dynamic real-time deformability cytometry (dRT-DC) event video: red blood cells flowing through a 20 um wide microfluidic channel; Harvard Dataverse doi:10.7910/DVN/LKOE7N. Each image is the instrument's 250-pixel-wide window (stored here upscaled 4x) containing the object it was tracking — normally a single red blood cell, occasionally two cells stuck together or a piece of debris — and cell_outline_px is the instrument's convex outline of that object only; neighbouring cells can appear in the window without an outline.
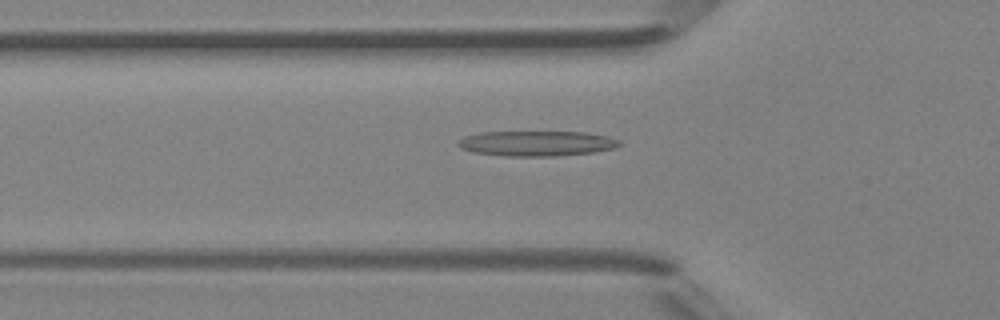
{"species": "Egyptian fruit bat (a non-hibernating species)", "species_latin": "Rousettus aegyptiacus", "temperature_condition": "room temperature", "stored_images_in_passage": 41, "camera_frame_rate_fps": 3000, "um_per_image_px": 0.085, "animal": {"sex": "female"}, "frame": {"image": 1, "passage_image": 11, "time_ms": 3.333, "image_size_px": [1000, 320], "cell_outline_px": [[620, 144], [616, 148], [596, 152], [556, 156], [504, 156], [472, 152], [460, 148], [456, 144], [464, 136], [480, 132], [588, 132], [608, 136], [620, 140]], "centroid_in_image_um": [45.63, 12.19], "position_along_channel_um": 80.2, "area_um2": 23.93}}
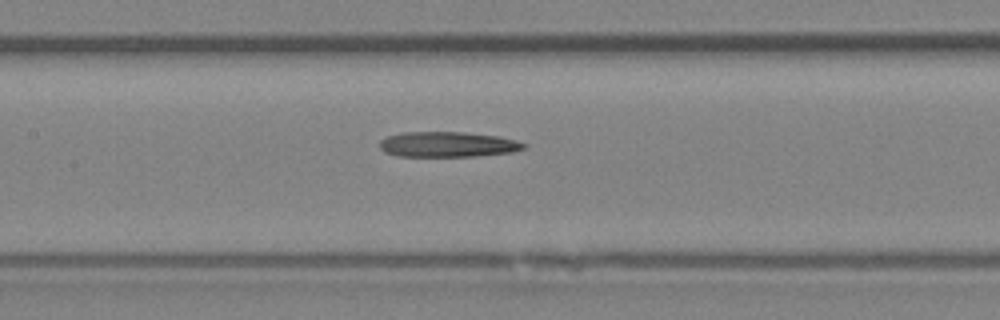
{"frame": {"image": 2, "passage_image": 17, "time_ms": 5.333, "image_size_px": [1000, 320], "cell_outline_px": [[528, 144], [524, 148], [512, 152], [476, 156], [400, 156], [384, 152], [380, 148], [380, 140], [388, 136], [404, 132], [464, 132], [500, 136], [516, 140]], "centroid_in_image_um": [38.08, 12.27], "position_along_channel_um": 169.3, "area_um2": 21.27}}
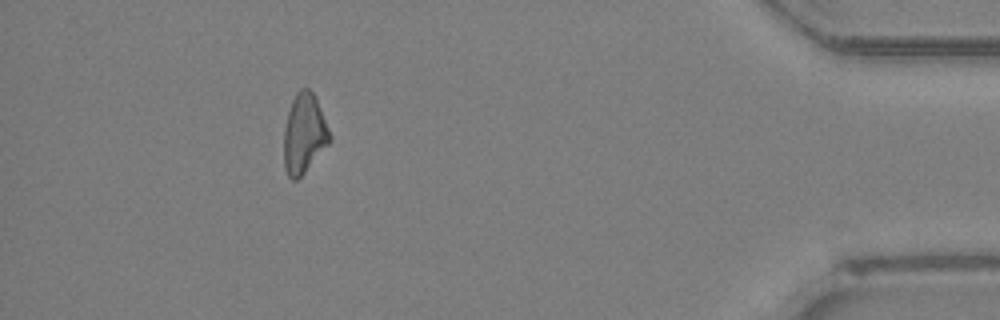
{"frame": {"image": 3, "passage_image": 37, "time_ms": 12.0, "image_size_px": [1000, 320], "cell_outline_px": [[332, 140], [304, 172], [296, 180], [292, 180], [288, 176], [284, 168], [284, 128], [288, 112], [292, 100], [296, 92], [300, 88], [308, 88], [316, 96], [332, 136]], "centroid_in_image_um": [25.86, 11.33], "position_along_channel_um": 409.3, "area_um2": 21.33}}